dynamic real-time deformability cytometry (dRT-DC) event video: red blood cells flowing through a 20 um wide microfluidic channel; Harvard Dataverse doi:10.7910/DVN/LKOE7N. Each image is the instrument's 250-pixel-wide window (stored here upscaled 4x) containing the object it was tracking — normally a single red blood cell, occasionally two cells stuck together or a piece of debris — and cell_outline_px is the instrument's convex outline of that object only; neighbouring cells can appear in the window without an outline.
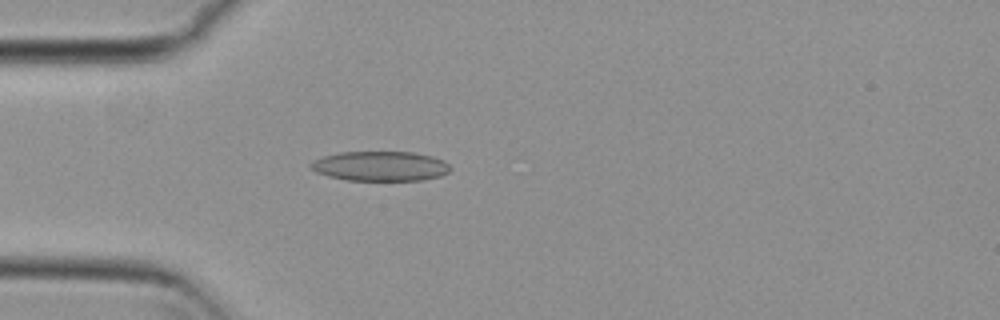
{"species": "common noctule bat (a hibernating species)", "species_latin": "Nyctalus noctula", "temperature_condition": "cold", "stored_images_in_passage": 35, "camera_frame_rate_fps": 3000, "um_per_image_px": 0.085, "animal": {"sex": "female", "body_mass_g": 29.2, "forearm_length_mm": 56.3}, "frame": {"image": 1, "passage_image": 3, "time_ms": 0.667, "image_size_px": [1000, 320], "cell_outline_px": [[452, 168], [448, 172], [440, 176], [420, 180], [348, 180], [328, 176], [316, 172], [308, 168], [308, 164], [312, 160], [324, 156], [340, 152], [416, 152], [432, 156], [444, 160]], "centroid_in_image_um": [32.3, 14.11], "position_along_channel_um": 52.7, "area_um2": 24.33}}
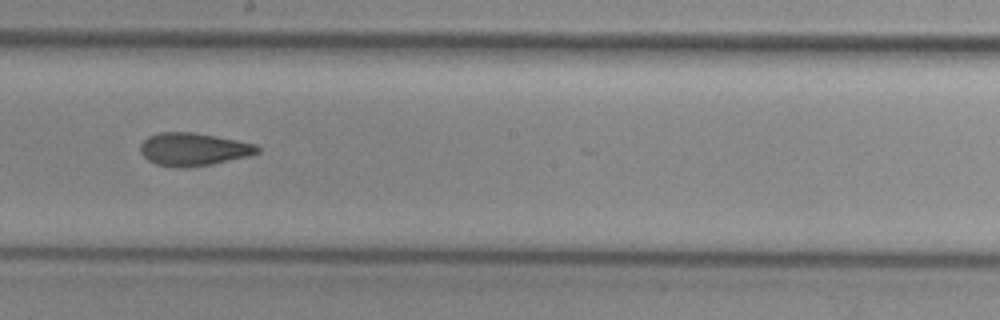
{"frame": {"image": 2, "passage_image": 18, "time_ms": 5.667, "image_size_px": [1000, 320], "cell_outline_px": [[260, 152], [252, 156], [212, 164], [188, 168], [176, 168], [156, 164], [148, 160], [140, 152], [140, 144], [148, 136], [160, 132], [196, 132], [256, 144], [260, 148]], "centroid_in_image_um": [16.46, 12.7], "position_along_channel_um": 231.7, "area_um2": 22.77}}
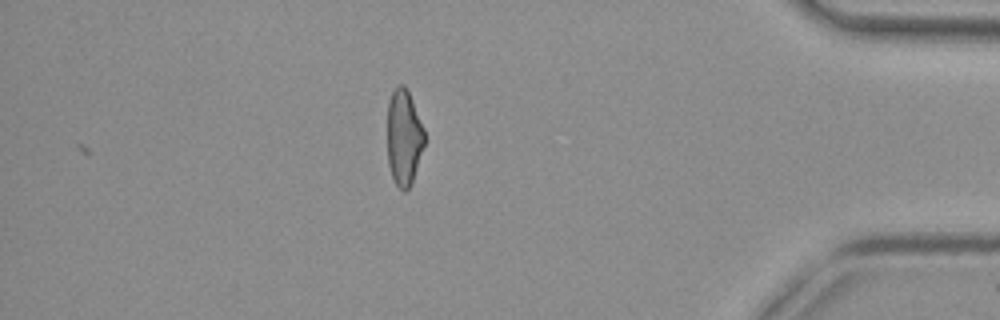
{"frame": {"image": 3, "passage_image": 35, "time_ms": 11.333, "image_size_px": [1000, 320], "cell_outline_px": [[424, 144], [412, 184], [404, 192], [396, 184], [392, 176], [388, 164], [388, 100], [396, 84], [404, 84], [412, 100], [424, 128]], "centroid_in_image_um": [34.32, 11.67], "position_along_channel_um": 400.9, "area_um2": 20.69}, "authors_computed_cell_mechanics": {"area_um2": 22.253, "velocity_mm_per_s": 3.7347, "shape_relaxation_time_tau1_ms": 8.5461, "shape_relaxation_time_tau2_ms": 3.3534, "deformation_change_tau1": 0.1913, "deformation_change_tau2": 0.1111}}